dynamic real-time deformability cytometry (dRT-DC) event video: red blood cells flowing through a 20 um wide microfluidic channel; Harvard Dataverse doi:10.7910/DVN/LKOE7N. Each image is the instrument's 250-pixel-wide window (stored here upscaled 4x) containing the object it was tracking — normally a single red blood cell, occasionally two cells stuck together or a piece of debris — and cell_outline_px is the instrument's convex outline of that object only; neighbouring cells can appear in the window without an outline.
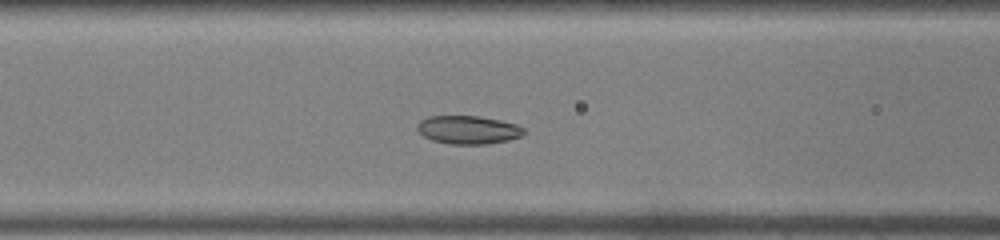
{"species": "common noctule bat (a hibernating species)", "species_latin": "Nyctalus noctula", "temperature_condition": "warm", "stored_images_in_passage": 42, "camera_frame_rate_fps": 3000, "um_per_image_px": 0.085, "animal": {"sex": "male", "body_mass_g": 19.0, "forearm_length_mm": 50.8}, "frame": {"image": 1, "passage_image": 15, "time_ms": 4.667, "image_size_px": [1000, 240], "cell_outline_px": [[524, 132], [520, 136], [508, 140], [488, 144], [452, 144], [432, 140], [424, 136], [416, 128], [416, 124], [420, 120], [428, 116], [480, 116], [500, 120], [516, 124], [524, 128]], "centroid_in_image_um": [39.77, 11.03], "position_along_channel_um": 126.8, "area_um2": 17.57}}
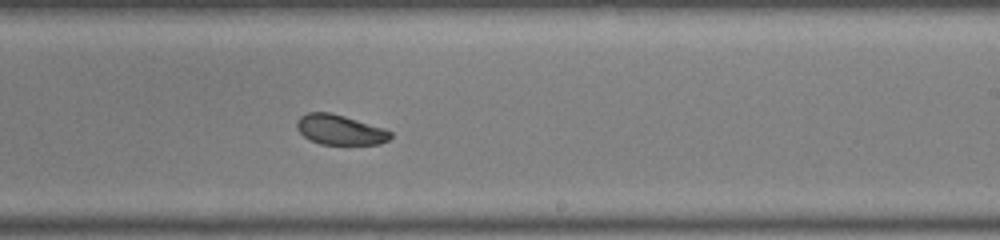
{"frame": {"image": 2, "passage_image": 24, "time_ms": 7.667, "image_size_px": [1000, 240], "cell_outline_px": [[392, 136], [388, 140], [380, 144], [320, 144], [308, 140], [296, 128], [296, 124], [300, 116], [308, 112], [328, 112], [344, 116], [384, 128], [392, 132]], "centroid_in_image_um": [28.88, 11.03], "position_along_channel_um": 260.1, "area_um2": 16.36}}
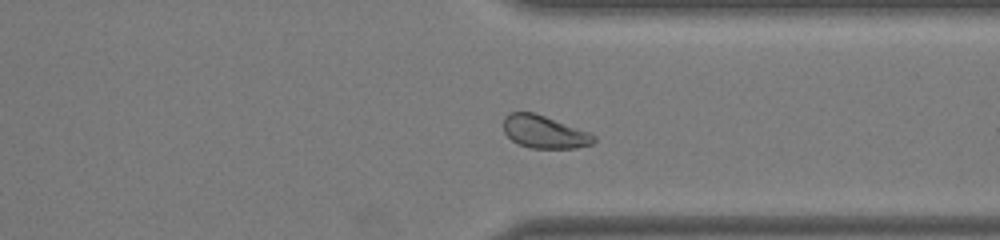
{"frame": {"image": 3, "passage_image": 31, "time_ms": 10.0, "image_size_px": [1000, 240], "cell_outline_px": [[596, 140], [592, 144], [576, 148], [532, 148], [520, 144], [512, 140], [504, 132], [504, 116], [508, 112], [532, 112], [544, 116], [588, 132], [596, 136]], "centroid_in_image_um": [46.25, 11.21], "position_along_channel_um": 365.1, "area_um2": 16.99}}